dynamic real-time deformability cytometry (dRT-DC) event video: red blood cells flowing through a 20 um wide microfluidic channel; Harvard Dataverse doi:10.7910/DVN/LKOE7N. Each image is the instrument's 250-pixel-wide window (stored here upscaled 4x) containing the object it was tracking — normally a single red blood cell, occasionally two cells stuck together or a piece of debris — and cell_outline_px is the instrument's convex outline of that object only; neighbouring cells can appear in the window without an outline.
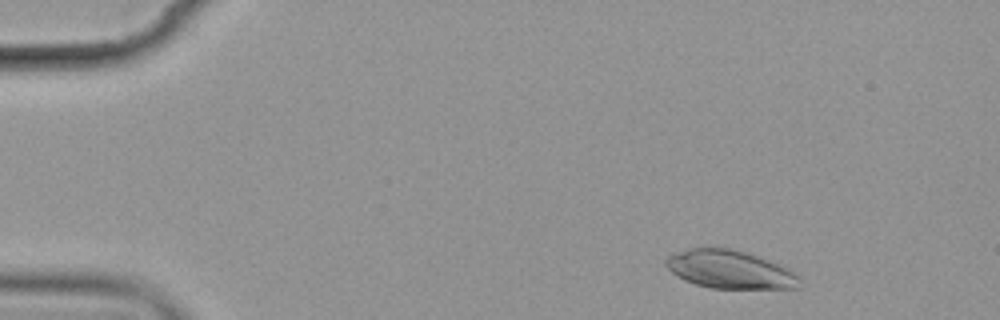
{"species": "common noctule bat (a hibernating species)", "species_latin": "Nyctalus noctula", "temperature_condition": "cold", "stored_images_in_passage": 4, "camera_frame_rate_fps": 3000, "um_per_image_px": 0.085, "animal": {"sex": "female", "body_mass_g": 19.9}, "frame": {"image": 1, "passage_image": 1, "time_ms": 0.0, "image_size_px": [1000, 320], "cell_outline_px": [[800, 288], [708, 288], [684, 280], [676, 276], [664, 264], [664, 260], [668, 256], [688, 248], [728, 248], [760, 256], [788, 268], [800, 276]], "centroid_in_image_um": [62.04, 22.91], "position_along_channel_um": 23.0, "area_um2": 29.77}}
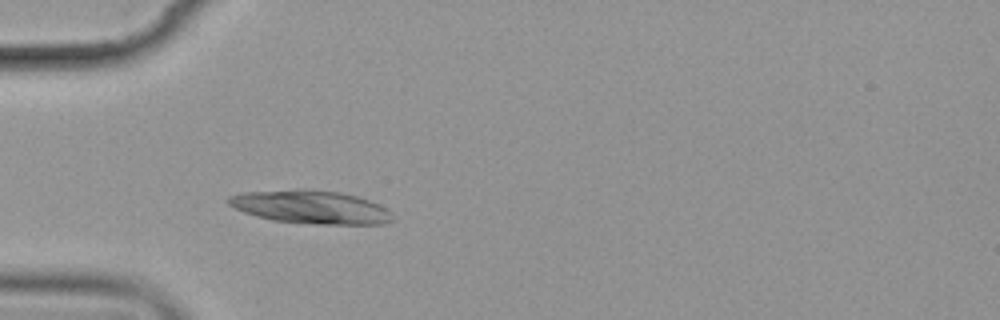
{"frame": {"image": 2, "passage_image": 4, "time_ms": 3.333, "image_size_px": [1000, 320], "cell_outline_px": [[392, 220], [384, 224], [316, 224], [272, 220], [256, 216], [244, 212], [228, 204], [228, 196], [240, 192], [300, 188], [304, 188], [340, 192], [356, 196], [368, 200], [392, 212]], "centroid_in_image_um": [26.37, 17.58], "position_along_channel_um": 58.6, "area_um2": 31.91}}